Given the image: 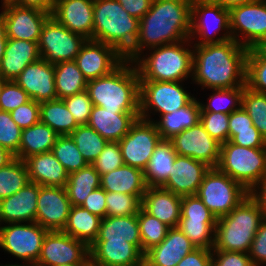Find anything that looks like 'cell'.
<instances>
[{
  "label": "cell",
  "mask_w": 266,
  "mask_h": 266,
  "mask_svg": "<svg viewBox=\"0 0 266 266\" xmlns=\"http://www.w3.org/2000/svg\"><path fill=\"white\" fill-rule=\"evenodd\" d=\"M192 81L202 89L236 88L246 85L248 50L233 39L193 45Z\"/></svg>",
  "instance_id": "1"
},
{
  "label": "cell",
  "mask_w": 266,
  "mask_h": 266,
  "mask_svg": "<svg viewBox=\"0 0 266 266\" xmlns=\"http://www.w3.org/2000/svg\"><path fill=\"white\" fill-rule=\"evenodd\" d=\"M191 5L192 0H153L150 10L139 20L138 38L125 60L133 62L146 49L189 39Z\"/></svg>",
  "instance_id": "2"
},
{
  "label": "cell",
  "mask_w": 266,
  "mask_h": 266,
  "mask_svg": "<svg viewBox=\"0 0 266 266\" xmlns=\"http://www.w3.org/2000/svg\"><path fill=\"white\" fill-rule=\"evenodd\" d=\"M86 91L93 105L111 111H140V79L133 62L125 60L112 73L89 80Z\"/></svg>",
  "instance_id": "3"
},
{
  "label": "cell",
  "mask_w": 266,
  "mask_h": 266,
  "mask_svg": "<svg viewBox=\"0 0 266 266\" xmlns=\"http://www.w3.org/2000/svg\"><path fill=\"white\" fill-rule=\"evenodd\" d=\"M190 44L192 41L186 39L178 43L148 49L150 50L148 56L140 55L133 61L139 79L183 82L188 77H192L193 46L191 47Z\"/></svg>",
  "instance_id": "4"
},
{
  "label": "cell",
  "mask_w": 266,
  "mask_h": 266,
  "mask_svg": "<svg viewBox=\"0 0 266 266\" xmlns=\"http://www.w3.org/2000/svg\"><path fill=\"white\" fill-rule=\"evenodd\" d=\"M264 219L258 203L249 195L229 214L217 218L212 250L248 253Z\"/></svg>",
  "instance_id": "5"
},
{
  "label": "cell",
  "mask_w": 266,
  "mask_h": 266,
  "mask_svg": "<svg viewBox=\"0 0 266 266\" xmlns=\"http://www.w3.org/2000/svg\"><path fill=\"white\" fill-rule=\"evenodd\" d=\"M139 34V20L126 12L117 0H94L93 40L116 48L125 56Z\"/></svg>",
  "instance_id": "6"
},
{
  "label": "cell",
  "mask_w": 266,
  "mask_h": 266,
  "mask_svg": "<svg viewBox=\"0 0 266 266\" xmlns=\"http://www.w3.org/2000/svg\"><path fill=\"white\" fill-rule=\"evenodd\" d=\"M217 168L250 192L266 176V148H248L231 143L220 146Z\"/></svg>",
  "instance_id": "7"
},
{
  "label": "cell",
  "mask_w": 266,
  "mask_h": 266,
  "mask_svg": "<svg viewBox=\"0 0 266 266\" xmlns=\"http://www.w3.org/2000/svg\"><path fill=\"white\" fill-rule=\"evenodd\" d=\"M196 195L216 218H220L229 214L250 192L215 167L206 172Z\"/></svg>",
  "instance_id": "8"
},
{
  "label": "cell",
  "mask_w": 266,
  "mask_h": 266,
  "mask_svg": "<svg viewBox=\"0 0 266 266\" xmlns=\"http://www.w3.org/2000/svg\"><path fill=\"white\" fill-rule=\"evenodd\" d=\"M220 31H226V33L215 39ZM197 37L199 41L193 43ZM193 38L194 41H192ZM189 39L194 45L221 43L231 40L230 11L209 0H192Z\"/></svg>",
  "instance_id": "9"
},
{
  "label": "cell",
  "mask_w": 266,
  "mask_h": 266,
  "mask_svg": "<svg viewBox=\"0 0 266 266\" xmlns=\"http://www.w3.org/2000/svg\"><path fill=\"white\" fill-rule=\"evenodd\" d=\"M182 84V81L140 80V118L150 121L151 111L161 116L186 106L194 96Z\"/></svg>",
  "instance_id": "10"
},
{
  "label": "cell",
  "mask_w": 266,
  "mask_h": 266,
  "mask_svg": "<svg viewBox=\"0 0 266 266\" xmlns=\"http://www.w3.org/2000/svg\"><path fill=\"white\" fill-rule=\"evenodd\" d=\"M232 39L250 49L266 42V0L236 6L230 10Z\"/></svg>",
  "instance_id": "11"
},
{
  "label": "cell",
  "mask_w": 266,
  "mask_h": 266,
  "mask_svg": "<svg viewBox=\"0 0 266 266\" xmlns=\"http://www.w3.org/2000/svg\"><path fill=\"white\" fill-rule=\"evenodd\" d=\"M47 232L37 222L0 225V247L23 263L35 264Z\"/></svg>",
  "instance_id": "12"
},
{
  "label": "cell",
  "mask_w": 266,
  "mask_h": 266,
  "mask_svg": "<svg viewBox=\"0 0 266 266\" xmlns=\"http://www.w3.org/2000/svg\"><path fill=\"white\" fill-rule=\"evenodd\" d=\"M86 40L82 35L68 30L51 15L44 23L38 41L40 57L50 64L75 61Z\"/></svg>",
  "instance_id": "13"
},
{
  "label": "cell",
  "mask_w": 266,
  "mask_h": 266,
  "mask_svg": "<svg viewBox=\"0 0 266 266\" xmlns=\"http://www.w3.org/2000/svg\"><path fill=\"white\" fill-rule=\"evenodd\" d=\"M161 140L154 122L137 118L129 132L118 142L124 164L144 171Z\"/></svg>",
  "instance_id": "14"
},
{
  "label": "cell",
  "mask_w": 266,
  "mask_h": 266,
  "mask_svg": "<svg viewBox=\"0 0 266 266\" xmlns=\"http://www.w3.org/2000/svg\"><path fill=\"white\" fill-rule=\"evenodd\" d=\"M90 264L89 246L63 231H48L36 266Z\"/></svg>",
  "instance_id": "15"
},
{
  "label": "cell",
  "mask_w": 266,
  "mask_h": 266,
  "mask_svg": "<svg viewBox=\"0 0 266 266\" xmlns=\"http://www.w3.org/2000/svg\"><path fill=\"white\" fill-rule=\"evenodd\" d=\"M2 9L0 23L9 39L38 42L42 27L51 16L40 9L17 6L8 0H4Z\"/></svg>",
  "instance_id": "16"
},
{
  "label": "cell",
  "mask_w": 266,
  "mask_h": 266,
  "mask_svg": "<svg viewBox=\"0 0 266 266\" xmlns=\"http://www.w3.org/2000/svg\"><path fill=\"white\" fill-rule=\"evenodd\" d=\"M170 142L177 155L193 158L210 168L218 166L221 144L210 136L200 122L175 135Z\"/></svg>",
  "instance_id": "17"
},
{
  "label": "cell",
  "mask_w": 266,
  "mask_h": 266,
  "mask_svg": "<svg viewBox=\"0 0 266 266\" xmlns=\"http://www.w3.org/2000/svg\"><path fill=\"white\" fill-rule=\"evenodd\" d=\"M124 61V56L116 48L94 40H86L75 58L87 81L112 73Z\"/></svg>",
  "instance_id": "18"
},
{
  "label": "cell",
  "mask_w": 266,
  "mask_h": 266,
  "mask_svg": "<svg viewBox=\"0 0 266 266\" xmlns=\"http://www.w3.org/2000/svg\"><path fill=\"white\" fill-rule=\"evenodd\" d=\"M71 203L65 187L40 186L36 222L48 231H62Z\"/></svg>",
  "instance_id": "19"
},
{
  "label": "cell",
  "mask_w": 266,
  "mask_h": 266,
  "mask_svg": "<svg viewBox=\"0 0 266 266\" xmlns=\"http://www.w3.org/2000/svg\"><path fill=\"white\" fill-rule=\"evenodd\" d=\"M54 80V64L47 63L42 58L26 66L14 79L30 99L39 103L57 99Z\"/></svg>",
  "instance_id": "20"
},
{
  "label": "cell",
  "mask_w": 266,
  "mask_h": 266,
  "mask_svg": "<svg viewBox=\"0 0 266 266\" xmlns=\"http://www.w3.org/2000/svg\"><path fill=\"white\" fill-rule=\"evenodd\" d=\"M94 266H143L144 255L127 241L95 240L90 246Z\"/></svg>",
  "instance_id": "21"
},
{
  "label": "cell",
  "mask_w": 266,
  "mask_h": 266,
  "mask_svg": "<svg viewBox=\"0 0 266 266\" xmlns=\"http://www.w3.org/2000/svg\"><path fill=\"white\" fill-rule=\"evenodd\" d=\"M209 169L203 162L177 155L170 176L161 187L179 196L196 195Z\"/></svg>",
  "instance_id": "22"
},
{
  "label": "cell",
  "mask_w": 266,
  "mask_h": 266,
  "mask_svg": "<svg viewBox=\"0 0 266 266\" xmlns=\"http://www.w3.org/2000/svg\"><path fill=\"white\" fill-rule=\"evenodd\" d=\"M94 0H55L52 16L73 33L93 40Z\"/></svg>",
  "instance_id": "23"
},
{
  "label": "cell",
  "mask_w": 266,
  "mask_h": 266,
  "mask_svg": "<svg viewBox=\"0 0 266 266\" xmlns=\"http://www.w3.org/2000/svg\"><path fill=\"white\" fill-rule=\"evenodd\" d=\"M40 185L29 182L17 193L0 200V225L36 222Z\"/></svg>",
  "instance_id": "24"
},
{
  "label": "cell",
  "mask_w": 266,
  "mask_h": 266,
  "mask_svg": "<svg viewBox=\"0 0 266 266\" xmlns=\"http://www.w3.org/2000/svg\"><path fill=\"white\" fill-rule=\"evenodd\" d=\"M137 118L140 111H111L93 105L87 125L107 141L119 142Z\"/></svg>",
  "instance_id": "25"
},
{
  "label": "cell",
  "mask_w": 266,
  "mask_h": 266,
  "mask_svg": "<svg viewBox=\"0 0 266 266\" xmlns=\"http://www.w3.org/2000/svg\"><path fill=\"white\" fill-rule=\"evenodd\" d=\"M196 248L178 227L170 228L165 239L144 254V265L176 266Z\"/></svg>",
  "instance_id": "26"
},
{
  "label": "cell",
  "mask_w": 266,
  "mask_h": 266,
  "mask_svg": "<svg viewBox=\"0 0 266 266\" xmlns=\"http://www.w3.org/2000/svg\"><path fill=\"white\" fill-rule=\"evenodd\" d=\"M181 199L182 196L162 187H147L142 208L169 228H175L181 218Z\"/></svg>",
  "instance_id": "27"
},
{
  "label": "cell",
  "mask_w": 266,
  "mask_h": 266,
  "mask_svg": "<svg viewBox=\"0 0 266 266\" xmlns=\"http://www.w3.org/2000/svg\"><path fill=\"white\" fill-rule=\"evenodd\" d=\"M24 162L30 182L40 186H66L69 174L52 152L32 155Z\"/></svg>",
  "instance_id": "28"
},
{
  "label": "cell",
  "mask_w": 266,
  "mask_h": 266,
  "mask_svg": "<svg viewBox=\"0 0 266 266\" xmlns=\"http://www.w3.org/2000/svg\"><path fill=\"white\" fill-rule=\"evenodd\" d=\"M40 58L38 42L8 38L0 64V76L5 80H14L26 66Z\"/></svg>",
  "instance_id": "29"
},
{
  "label": "cell",
  "mask_w": 266,
  "mask_h": 266,
  "mask_svg": "<svg viewBox=\"0 0 266 266\" xmlns=\"http://www.w3.org/2000/svg\"><path fill=\"white\" fill-rule=\"evenodd\" d=\"M193 98L186 106L172 113L163 114L160 120H150L156 125L162 140H170L182 131L200 122L201 108L199 99Z\"/></svg>",
  "instance_id": "30"
},
{
  "label": "cell",
  "mask_w": 266,
  "mask_h": 266,
  "mask_svg": "<svg viewBox=\"0 0 266 266\" xmlns=\"http://www.w3.org/2000/svg\"><path fill=\"white\" fill-rule=\"evenodd\" d=\"M100 187L106 192L144 195L148 186L143 170L124 164L102 175Z\"/></svg>",
  "instance_id": "31"
},
{
  "label": "cell",
  "mask_w": 266,
  "mask_h": 266,
  "mask_svg": "<svg viewBox=\"0 0 266 266\" xmlns=\"http://www.w3.org/2000/svg\"><path fill=\"white\" fill-rule=\"evenodd\" d=\"M96 240L127 241L142 253L139 222L136 215L102 218Z\"/></svg>",
  "instance_id": "32"
},
{
  "label": "cell",
  "mask_w": 266,
  "mask_h": 266,
  "mask_svg": "<svg viewBox=\"0 0 266 266\" xmlns=\"http://www.w3.org/2000/svg\"><path fill=\"white\" fill-rule=\"evenodd\" d=\"M58 136L48 125L39 121L22 130L19 150L14 157L24 161L32 155L51 152Z\"/></svg>",
  "instance_id": "33"
},
{
  "label": "cell",
  "mask_w": 266,
  "mask_h": 266,
  "mask_svg": "<svg viewBox=\"0 0 266 266\" xmlns=\"http://www.w3.org/2000/svg\"><path fill=\"white\" fill-rule=\"evenodd\" d=\"M176 156L170 140L159 142L144 170V179L148 187H161L167 181Z\"/></svg>",
  "instance_id": "34"
},
{
  "label": "cell",
  "mask_w": 266,
  "mask_h": 266,
  "mask_svg": "<svg viewBox=\"0 0 266 266\" xmlns=\"http://www.w3.org/2000/svg\"><path fill=\"white\" fill-rule=\"evenodd\" d=\"M101 220L102 218L81 206H71L67 223L62 231L90 246L98 237Z\"/></svg>",
  "instance_id": "35"
},
{
  "label": "cell",
  "mask_w": 266,
  "mask_h": 266,
  "mask_svg": "<svg viewBox=\"0 0 266 266\" xmlns=\"http://www.w3.org/2000/svg\"><path fill=\"white\" fill-rule=\"evenodd\" d=\"M100 185L101 176L92 164L69 174L65 189L71 206H81Z\"/></svg>",
  "instance_id": "36"
},
{
  "label": "cell",
  "mask_w": 266,
  "mask_h": 266,
  "mask_svg": "<svg viewBox=\"0 0 266 266\" xmlns=\"http://www.w3.org/2000/svg\"><path fill=\"white\" fill-rule=\"evenodd\" d=\"M54 69L57 99H64L86 90L88 81L75 61L56 63Z\"/></svg>",
  "instance_id": "37"
},
{
  "label": "cell",
  "mask_w": 266,
  "mask_h": 266,
  "mask_svg": "<svg viewBox=\"0 0 266 266\" xmlns=\"http://www.w3.org/2000/svg\"><path fill=\"white\" fill-rule=\"evenodd\" d=\"M40 121L59 135H70L78 127L62 99L40 102Z\"/></svg>",
  "instance_id": "38"
},
{
  "label": "cell",
  "mask_w": 266,
  "mask_h": 266,
  "mask_svg": "<svg viewBox=\"0 0 266 266\" xmlns=\"http://www.w3.org/2000/svg\"><path fill=\"white\" fill-rule=\"evenodd\" d=\"M29 182L25 162L14 158L6 166L0 168V200L17 193Z\"/></svg>",
  "instance_id": "39"
},
{
  "label": "cell",
  "mask_w": 266,
  "mask_h": 266,
  "mask_svg": "<svg viewBox=\"0 0 266 266\" xmlns=\"http://www.w3.org/2000/svg\"><path fill=\"white\" fill-rule=\"evenodd\" d=\"M244 88L245 85L236 88L212 89L213 93L209 96L207 104L199 101L201 112L232 113L241 107Z\"/></svg>",
  "instance_id": "40"
},
{
  "label": "cell",
  "mask_w": 266,
  "mask_h": 266,
  "mask_svg": "<svg viewBox=\"0 0 266 266\" xmlns=\"http://www.w3.org/2000/svg\"><path fill=\"white\" fill-rule=\"evenodd\" d=\"M82 157L92 164L100 155L108 141L88 125L78 126L71 134Z\"/></svg>",
  "instance_id": "41"
},
{
  "label": "cell",
  "mask_w": 266,
  "mask_h": 266,
  "mask_svg": "<svg viewBox=\"0 0 266 266\" xmlns=\"http://www.w3.org/2000/svg\"><path fill=\"white\" fill-rule=\"evenodd\" d=\"M246 86L266 94V51L262 47L248 50L246 59Z\"/></svg>",
  "instance_id": "42"
},
{
  "label": "cell",
  "mask_w": 266,
  "mask_h": 266,
  "mask_svg": "<svg viewBox=\"0 0 266 266\" xmlns=\"http://www.w3.org/2000/svg\"><path fill=\"white\" fill-rule=\"evenodd\" d=\"M137 219L139 222L142 254L144 255L148 250L165 239L170 228L148 214L143 208L137 214Z\"/></svg>",
  "instance_id": "43"
},
{
  "label": "cell",
  "mask_w": 266,
  "mask_h": 266,
  "mask_svg": "<svg viewBox=\"0 0 266 266\" xmlns=\"http://www.w3.org/2000/svg\"><path fill=\"white\" fill-rule=\"evenodd\" d=\"M51 152L68 174L88 165L70 135H59Z\"/></svg>",
  "instance_id": "44"
},
{
  "label": "cell",
  "mask_w": 266,
  "mask_h": 266,
  "mask_svg": "<svg viewBox=\"0 0 266 266\" xmlns=\"http://www.w3.org/2000/svg\"><path fill=\"white\" fill-rule=\"evenodd\" d=\"M217 221L179 220L181 230L197 248L212 250Z\"/></svg>",
  "instance_id": "45"
},
{
  "label": "cell",
  "mask_w": 266,
  "mask_h": 266,
  "mask_svg": "<svg viewBox=\"0 0 266 266\" xmlns=\"http://www.w3.org/2000/svg\"><path fill=\"white\" fill-rule=\"evenodd\" d=\"M241 106L266 140V94L254 91L245 85Z\"/></svg>",
  "instance_id": "46"
},
{
  "label": "cell",
  "mask_w": 266,
  "mask_h": 266,
  "mask_svg": "<svg viewBox=\"0 0 266 266\" xmlns=\"http://www.w3.org/2000/svg\"><path fill=\"white\" fill-rule=\"evenodd\" d=\"M143 195L106 192V216L136 215L142 208Z\"/></svg>",
  "instance_id": "47"
},
{
  "label": "cell",
  "mask_w": 266,
  "mask_h": 266,
  "mask_svg": "<svg viewBox=\"0 0 266 266\" xmlns=\"http://www.w3.org/2000/svg\"><path fill=\"white\" fill-rule=\"evenodd\" d=\"M200 123L220 144L229 140V114L221 112H201Z\"/></svg>",
  "instance_id": "48"
},
{
  "label": "cell",
  "mask_w": 266,
  "mask_h": 266,
  "mask_svg": "<svg viewBox=\"0 0 266 266\" xmlns=\"http://www.w3.org/2000/svg\"><path fill=\"white\" fill-rule=\"evenodd\" d=\"M22 129L12 119L10 112L0 110V144L14 156L18 153Z\"/></svg>",
  "instance_id": "49"
},
{
  "label": "cell",
  "mask_w": 266,
  "mask_h": 266,
  "mask_svg": "<svg viewBox=\"0 0 266 266\" xmlns=\"http://www.w3.org/2000/svg\"><path fill=\"white\" fill-rule=\"evenodd\" d=\"M100 176L124 165L118 142L108 141L100 155L92 163Z\"/></svg>",
  "instance_id": "50"
},
{
  "label": "cell",
  "mask_w": 266,
  "mask_h": 266,
  "mask_svg": "<svg viewBox=\"0 0 266 266\" xmlns=\"http://www.w3.org/2000/svg\"><path fill=\"white\" fill-rule=\"evenodd\" d=\"M180 220L217 221L197 195L182 196Z\"/></svg>",
  "instance_id": "51"
},
{
  "label": "cell",
  "mask_w": 266,
  "mask_h": 266,
  "mask_svg": "<svg viewBox=\"0 0 266 266\" xmlns=\"http://www.w3.org/2000/svg\"><path fill=\"white\" fill-rule=\"evenodd\" d=\"M30 100L27 92L14 80H7L0 95V110L11 112Z\"/></svg>",
  "instance_id": "52"
},
{
  "label": "cell",
  "mask_w": 266,
  "mask_h": 266,
  "mask_svg": "<svg viewBox=\"0 0 266 266\" xmlns=\"http://www.w3.org/2000/svg\"><path fill=\"white\" fill-rule=\"evenodd\" d=\"M62 100L74 116L78 126L88 124L93 104L86 90Z\"/></svg>",
  "instance_id": "53"
},
{
  "label": "cell",
  "mask_w": 266,
  "mask_h": 266,
  "mask_svg": "<svg viewBox=\"0 0 266 266\" xmlns=\"http://www.w3.org/2000/svg\"><path fill=\"white\" fill-rule=\"evenodd\" d=\"M12 119L23 130L40 121V103L30 100L10 112Z\"/></svg>",
  "instance_id": "54"
},
{
  "label": "cell",
  "mask_w": 266,
  "mask_h": 266,
  "mask_svg": "<svg viewBox=\"0 0 266 266\" xmlns=\"http://www.w3.org/2000/svg\"><path fill=\"white\" fill-rule=\"evenodd\" d=\"M212 266H254L248 253L212 250Z\"/></svg>",
  "instance_id": "55"
},
{
  "label": "cell",
  "mask_w": 266,
  "mask_h": 266,
  "mask_svg": "<svg viewBox=\"0 0 266 266\" xmlns=\"http://www.w3.org/2000/svg\"><path fill=\"white\" fill-rule=\"evenodd\" d=\"M229 141L248 148H266L265 138L254 125L252 130L229 131Z\"/></svg>",
  "instance_id": "56"
},
{
  "label": "cell",
  "mask_w": 266,
  "mask_h": 266,
  "mask_svg": "<svg viewBox=\"0 0 266 266\" xmlns=\"http://www.w3.org/2000/svg\"><path fill=\"white\" fill-rule=\"evenodd\" d=\"M248 254L254 266L266 265V218L260 224Z\"/></svg>",
  "instance_id": "57"
},
{
  "label": "cell",
  "mask_w": 266,
  "mask_h": 266,
  "mask_svg": "<svg viewBox=\"0 0 266 266\" xmlns=\"http://www.w3.org/2000/svg\"><path fill=\"white\" fill-rule=\"evenodd\" d=\"M82 208L88 212L99 216L100 218L106 217V191L101 187L95 189L84 203L81 205Z\"/></svg>",
  "instance_id": "58"
},
{
  "label": "cell",
  "mask_w": 266,
  "mask_h": 266,
  "mask_svg": "<svg viewBox=\"0 0 266 266\" xmlns=\"http://www.w3.org/2000/svg\"><path fill=\"white\" fill-rule=\"evenodd\" d=\"M176 266H212V250L196 248L184 256Z\"/></svg>",
  "instance_id": "59"
},
{
  "label": "cell",
  "mask_w": 266,
  "mask_h": 266,
  "mask_svg": "<svg viewBox=\"0 0 266 266\" xmlns=\"http://www.w3.org/2000/svg\"><path fill=\"white\" fill-rule=\"evenodd\" d=\"M252 119L241 106L229 114V131L252 130Z\"/></svg>",
  "instance_id": "60"
},
{
  "label": "cell",
  "mask_w": 266,
  "mask_h": 266,
  "mask_svg": "<svg viewBox=\"0 0 266 266\" xmlns=\"http://www.w3.org/2000/svg\"><path fill=\"white\" fill-rule=\"evenodd\" d=\"M131 16L140 20L151 8L153 0H117Z\"/></svg>",
  "instance_id": "61"
},
{
  "label": "cell",
  "mask_w": 266,
  "mask_h": 266,
  "mask_svg": "<svg viewBox=\"0 0 266 266\" xmlns=\"http://www.w3.org/2000/svg\"><path fill=\"white\" fill-rule=\"evenodd\" d=\"M8 1L17 6L36 8L50 14H52L55 6V0H8Z\"/></svg>",
  "instance_id": "62"
},
{
  "label": "cell",
  "mask_w": 266,
  "mask_h": 266,
  "mask_svg": "<svg viewBox=\"0 0 266 266\" xmlns=\"http://www.w3.org/2000/svg\"><path fill=\"white\" fill-rule=\"evenodd\" d=\"M250 196L258 203L266 218V176L250 191Z\"/></svg>",
  "instance_id": "63"
},
{
  "label": "cell",
  "mask_w": 266,
  "mask_h": 266,
  "mask_svg": "<svg viewBox=\"0 0 266 266\" xmlns=\"http://www.w3.org/2000/svg\"><path fill=\"white\" fill-rule=\"evenodd\" d=\"M216 4H219L221 7L230 10L233 7L251 3L256 0H209Z\"/></svg>",
  "instance_id": "64"
},
{
  "label": "cell",
  "mask_w": 266,
  "mask_h": 266,
  "mask_svg": "<svg viewBox=\"0 0 266 266\" xmlns=\"http://www.w3.org/2000/svg\"><path fill=\"white\" fill-rule=\"evenodd\" d=\"M14 158V155L0 144V168L6 166Z\"/></svg>",
  "instance_id": "65"
},
{
  "label": "cell",
  "mask_w": 266,
  "mask_h": 266,
  "mask_svg": "<svg viewBox=\"0 0 266 266\" xmlns=\"http://www.w3.org/2000/svg\"><path fill=\"white\" fill-rule=\"evenodd\" d=\"M8 37L3 25L0 23V64L5 54V48L7 45Z\"/></svg>",
  "instance_id": "66"
},
{
  "label": "cell",
  "mask_w": 266,
  "mask_h": 266,
  "mask_svg": "<svg viewBox=\"0 0 266 266\" xmlns=\"http://www.w3.org/2000/svg\"><path fill=\"white\" fill-rule=\"evenodd\" d=\"M24 264L23 265L22 264H20V265H18V264H5V265L1 264L0 266H36L35 264H30V263H27V265H26V263H24Z\"/></svg>",
  "instance_id": "67"
},
{
  "label": "cell",
  "mask_w": 266,
  "mask_h": 266,
  "mask_svg": "<svg viewBox=\"0 0 266 266\" xmlns=\"http://www.w3.org/2000/svg\"><path fill=\"white\" fill-rule=\"evenodd\" d=\"M7 80L3 79L1 76H0V95H1V92H2V89H3V86H4V83L6 82Z\"/></svg>",
  "instance_id": "68"
},
{
  "label": "cell",
  "mask_w": 266,
  "mask_h": 266,
  "mask_svg": "<svg viewBox=\"0 0 266 266\" xmlns=\"http://www.w3.org/2000/svg\"><path fill=\"white\" fill-rule=\"evenodd\" d=\"M89 264H63L59 266H88Z\"/></svg>",
  "instance_id": "69"
},
{
  "label": "cell",
  "mask_w": 266,
  "mask_h": 266,
  "mask_svg": "<svg viewBox=\"0 0 266 266\" xmlns=\"http://www.w3.org/2000/svg\"><path fill=\"white\" fill-rule=\"evenodd\" d=\"M261 47L266 51V42Z\"/></svg>",
  "instance_id": "70"
}]
</instances>
